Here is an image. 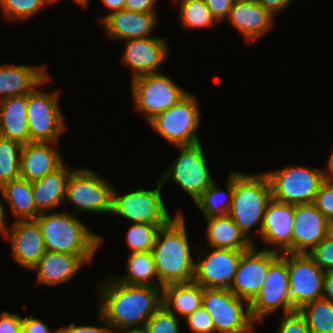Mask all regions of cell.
<instances>
[{
	"label": "cell",
	"mask_w": 333,
	"mask_h": 333,
	"mask_svg": "<svg viewBox=\"0 0 333 333\" xmlns=\"http://www.w3.org/2000/svg\"><path fill=\"white\" fill-rule=\"evenodd\" d=\"M97 288L98 312L112 330L144 329L162 306V287L124 284L111 274Z\"/></svg>",
	"instance_id": "cell-1"
},
{
	"label": "cell",
	"mask_w": 333,
	"mask_h": 333,
	"mask_svg": "<svg viewBox=\"0 0 333 333\" xmlns=\"http://www.w3.org/2000/svg\"><path fill=\"white\" fill-rule=\"evenodd\" d=\"M189 238L185 216L180 211L159 230L151 252L160 287L194 280L195 260Z\"/></svg>",
	"instance_id": "cell-2"
},
{
	"label": "cell",
	"mask_w": 333,
	"mask_h": 333,
	"mask_svg": "<svg viewBox=\"0 0 333 333\" xmlns=\"http://www.w3.org/2000/svg\"><path fill=\"white\" fill-rule=\"evenodd\" d=\"M74 213L62 212L40 213L35 221L38 223L46 251L64 252L77 256H95L104 241L86 226Z\"/></svg>",
	"instance_id": "cell-3"
},
{
	"label": "cell",
	"mask_w": 333,
	"mask_h": 333,
	"mask_svg": "<svg viewBox=\"0 0 333 333\" xmlns=\"http://www.w3.org/2000/svg\"><path fill=\"white\" fill-rule=\"evenodd\" d=\"M271 199L270 183L264 172L247 174L234 171V190L228 215L254 246L257 243L252 229L258 225L257 234L260 237L265 211Z\"/></svg>",
	"instance_id": "cell-4"
},
{
	"label": "cell",
	"mask_w": 333,
	"mask_h": 333,
	"mask_svg": "<svg viewBox=\"0 0 333 333\" xmlns=\"http://www.w3.org/2000/svg\"><path fill=\"white\" fill-rule=\"evenodd\" d=\"M274 200L288 204L314 203L316 193L327 178L326 170L304 165H287L264 172Z\"/></svg>",
	"instance_id": "cell-5"
},
{
	"label": "cell",
	"mask_w": 333,
	"mask_h": 333,
	"mask_svg": "<svg viewBox=\"0 0 333 333\" xmlns=\"http://www.w3.org/2000/svg\"><path fill=\"white\" fill-rule=\"evenodd\" d=\"M113 186L102 174L88 167H75L68 177L65 203L75 215L86 212L111 214Z\"/></svg>",
	"instance_id": "cell-6"
},
{
	"label": "cell",
	"mask_w": 333,
	"mask_h": 333,
	"mask_svg": "<svg viewBox=\"0 0 333 333\" xmlns=\"http://www.w3.org/2000/svg\"><path fill=\"white\" fill-rule=\"evenodd\" d=\"M48 76L27 94V120L30 142L58 143L66 130L65 117L59 107V93L44 92L39 87L50 81Z\"/></svg>",
	"instance_id": "cell-7"
},
{
	"label": "cell",
	"mask_w": 333,
	"mask_h": 333,
	"mask_svg": "<svg viewBox=\"0 0 333 333\" xmlns=\"http://www.w3.org/2000/svg\"><path fill=\"white\" fill-rule=\"evenodd\" d=\"M196 97L189 91L175 105L157 115L148 124L173 146L201 142L198 135L201 112Z\"/></svg>",
	"instance_id": "cell-8"
},
{
	"label": "cell",
	"mask_w": 333,
	"mask_h": 333,
	"mask_svg": "<svg viewBox=\"0 0 333 333\" xmlns=\"http://www.w3.org/2000/svg\"><path fill=\"white\" fill-rule=\"evenodd\" d=\"M201 142L175 146L179 156L174 159L168 169L159 176L161 184L173 181L195 202L214 181L207 166L204 148Z\"/></svg>",
	"instance_id": "cell-9"
},
{
	"label": "cell",
	"mask_w": 333,
	"mask_h": 333,
	"mask_svg": "<svg viewBox=\"0 0 333 333\" xmlns=\"http://www.w3.org/2000/svg\"><path fill=\"white\" fill-rule=\"evenodd\" d=\"M202 305L217 333H254L249 303L229 289L204 288Z\"/></svg>",
	"instance_id": "cell-10"
},
{
	"label": "cell",
	"mask_w": 333,
	"mask_h": 333,
	"mask_svg": "<svg viewBox=\"0 0 333 333\" xmlns=\"http://www.w3.org/2000/svg\"><path fill=\"white\" fill-rule=\"evenodd\" d=\"M152 190L139 187L119 194L113 187L111 214L119 215L128 222L144 224H168L173 218L166 210L161 195L162 187L159 178Z\"/></svg>",
	"instance_id": "cell-11"
},
{
	"label": "cell",
	"mask_w": 333,
	"mask_h": 333,
	"mask_svg": "<svg viewBox=\"0 0 333 333\" xmlns=\"http://www.w3.org/2000/svg\"><path fill=\"white\" fill-rule=\"evenodd\" d=\"M132 100L147 123L175 105L189 91H185L164 73L144 75L131 80Z\"/></svg>",
	"instance_id": "cell-12"
},
{
	"label": "cell",
	"mask_w": 333,
	"mask_h": 333,
	"mask_svg": "<svg viewBox=\"0 0 333 333\" xmlns=\"http://www.w3.org/2000/svg\"><path fill=\"white\" fill-rule=\"evenodd\" d=\"M288 253L278 254L270 263L264 284L255 298L249 303L253 322L261 323L264 319L282 309L283 314L290 313L289 305Z\"/></svg>",
	"instance_id": "cell-13"
},
{
	"label": "cell",
	"mask_w": 333,
	"mask_h": 333,
	"mask_svg": "<svg viewBox=\"0 0 333 333\" xmlns=\"http://www.w3.org/2000/svg\"><path fill=\"white\" fill-rule=\"evenodd\" d=\"M324 274L307 253H288V297L294 311L322 298Z\"/></svg>",
	"instance_id": "cell-14"
},
{
	"label": "cell",
	"mask_w": 333,
	"mask_h": 333,
	"mask_svg": "<svg viewBox=\"0 0 333 333\" xmlns=\"http://www.w3.org/2000/svg\"><path fill=\"white\" fill-rule=\"evenodd\" d=\"M209 249L197 256L194 281L203 288L230 289L241 256L247 250Z\"/></svg>",
	"instance_id": "cell-15"
},
{
	"label": "cell",
	"mask_w": 333,
	"mask_h": 333,
	"mask_svg": "<svg viewBox=\"0 0 333 333\" xmlns=\"http://www.w3.org/2000/svg\"><path fill=\"white\" fill-rule=\"evenodd\" d=\"M123 42L125 47L121 63L131 69L132 80L144 75L162 73L160 67L169 55L166 38L149 36Z\"/></svg>",
	"instance_id": "cell-16"
},
{
	"label": "cell",
	"mask_w": 333,
	"mask_h": 333,
	"mask_svg": "<svg viewBox=\"0 0 333 333\" xmlns=\"http://www.w3.org/2000/svg\"><path fill=\"white\" fill-rule=\"evenodd\" d=\"M0 236L10 242L12 259L22 268L31 270L46 252L43 236L35 220H17L8 223Z\"/></svg>",
	"instance_id": "cell-17"
},
{
	"label": "cell",
	"mask_w": 333,
	"mask_h": 333,
	"mask_svg": "<svg viewBox=\"0 0 333 333\" xmlns=\"http://www.w3.org/2000/svg\"><path fill=\"white\" fill-rule=\"evenodd\" d=\"M252 246L245 251L238 264L231 290L237 297L250 303L261 290L269 263L279 254L269 250H258Z\"/></svg>",
	"instance_id": "cell-18"
},
{
	"label": "cell",
	"mask_w": 333,
	"mask_h": 333,
	"mask_svg": "<svg viewBox=\"0 0 333 333\" xmlns=\"http://www.w3.org/2000/svg\"><path fill=\"white\" fill-rule=\"evenodd\" d=\"M294 214L295 205L271 199L265 211L260 234L262 242L267 245L264 250L279 254L292 253Z\"/></svg>",
	"instance_id": "cell-19"
},
{
	"label": "cell",
	"mask_w": 333,
	"mask_h": 333,
	"mask_svg": "<svg viewBox=\"0 0 333 333\" xmlns=\"http://www.w3.org/2000/svg\"><path fill=\"white\" fill-rule=\"evenodd\" d=\"M331 222L314 203L296 204L292 231V253H309L328 234Z\"/></svg>",
	"instance_id": "cell-20"
},
{
	"label": "cell",
	"mask_w": 333,
	"mask_h": 333,
	"mask_svg": "<svg viewBox=\"0 0 333 333\" xmlns=\"http://www.w3.org/2000/svg\"><path fill=\"white\" fill-rule=\"evenodd\" d=\"M226 20L250 44L272 31L276 24V16L254 0H235Z\"/></svg>",
	"instance_id": "cell-21"
},
{
	"label": "cell",
	"mask_w": 333,
	"mask_h": 333,
	"mask_svg": "<svg viewBox=\"0 0 333 333\" xmlns=\"http://www.w3.org/2000/svg\"><path fill=\"white\" fill-rule=\"evenodd\" d=\"M94 257L46 251L31 270L36 271L37 285L60 286L74 280L81 268L92 262Z\"/></svg>",
	"instance_id": "cell-22"
},
{
	"label": "cell",
	"mask_w": 333,
	"mask_h": 333,
	"mask_svg": "<svg viewBox=\"0 0 333 333\" xmlns=\"http://www.w3.org/2000/svg\"><path fill=\"white\" fill-rule=\"evenodd\" d=\"M157 15L122 9L99 17V22L109 38L125 41L154 36L152 33L157 26Z\"/></svg>",
	"instance_id": "cell-23"
},
{
	"label": "cell",
	"mask_w": 333,
	"mask_h": 333,
	"mask_svg": "<svg viewBox=\"0 0 333 333\" xmlns=\"http://www.w3.org/2000/svg\"><path fill=\"white\" fill-rule=\"evenodd\" d=\"M57 143L29 142L22 145L20 177L33 182L58 169L64 162Z\"/></svg>",
	"instance_id": "cell-24"
},
{
	"label": "cell",
	"mask_w": 333,
	"mask_h": 333,
	"mask_svg": "<svg viewBox=\"0 0 333 333\" xmlns=\"http://www.w3.org/2000/svg\"><path fill=\"white\" fill-rule=\"evenodd\" d=\"M46 65H0V100L29 94L48 76Z\"/></svg>",
	"instance_id": "cell-25"
},
{
	"label": "cell",
	"mask_w": 333,
	"mask_h": 333,
	"mask_svg": "<svg viewBox=\"0 0 333 333\" xmlns=\"http://www.w3.org/2000/svg\"><path fill=\"white\" fill-rule=\"evenodd\" d=\"M73 169L63 163L55 171L32 182L34 204L39 213L51 212L65 205L68 177Z\"/></svg>",
	"instance_id": "cell-26"
},
{
	"label": "cell",
	"mask_w": 333,
	"mask_h": 333,
	"mask_svg": "<svg viewBox=\"0 0 333 333\" xmlns=\"http://www.w3.org/2000/svg\"><path fill=\"white\" fill-rule=\"evenodd\" d=\"M2 137L21 145L30 142L27 120V94L0 100Z\"/></svg>",
	"instance_id": "cell-27"
},
{
	"label": "cell",
	"mask_w": 333,
	"mask_h": 333,
	"mask_svg": "<svg viewBox=\"0 0 333 333\" xmlns=\"http://www.w3.org/2000/svg\"><path fill=\"white\" fill-rule=\"evenodd\" d=\"M203 287L197 282L167 284L162 287V305L179 318H187L202 306Z\"/></svg>",
	"instance_id": "cell-28"
},
{
	"label": "cell",
	"mask_w": 333,
	"mask_h": 333,
	"mask_svg": "<svg viewBox=\"0 0 333 333\" xmlns=\"http://www.w3.org/2000/svg\"><path fill=\"white\" fill-rule=\"evenodd\" d=\"M205 220L207 222L208 247L248 250L253 246L229 215L211 217Z\"/></svg>",
	"instance_id": "cell-29"
},
{
	"label": "cell",
	"mask_w": 333,
	"mask_h": 333,
	"mask_svg": "<svg viewBox=\"0 0 333 333\" xmlns=\"http://www.w3.org/2000/svg\"><path fill=\"white\" fill-rule=\"evenodd\" d=\"M4 210L17 220H35L40 214L35 207L32 182L18 178L2 186ZM7 206V207H6Z\"/></svg>",
	"instance_id": "cell-30"
},
{
	"label": "cell",
	"mask_w": 333,
	"mask_h": 333,
	"mask_svg": "<svg viewBox=\"0 0 333 333\" xmlns=\"http://www.w3.org/2000/svg\"><path fill=\"white\" fill-rule=\"evenodd\" d=\"M127 260L126 275H112L115 280L128 285L160 287L151 251L133 252Z\"/></svg>",
	"instance_id": "cell-31"
},
{
	"label": "cell",
	"mask_w": 333,
	"mask_h": 333,
	"mask_svg": "<svg viewBox=\"0 0 333 333\" xmlns=\"http://www.w3.org/2000/svg\"><path fill=\"white\" fill-rule=\"evenodd\" d=\"M234 190V171L226 181V190L221 189L218 183L214 180L212 184L205 189L203 194L195 201L199 211L204 216V219L211 217L228 215Z\"/></svg>",
	"instance_id": "cell-32"
},
{
	"label": "cell",
	"mask_w": 333,
	"mask_h": 333,
	"mask_svg": "<svg viewBox=\"0 0 333 333\" xmlns=\"http://www.w3.org/2000/svg\"><path fill=\"white\" fill-rule=\"evenodd\" d=\"M179 3V20L184 29L203 30L218 25L205 0H179Z\"/></svg>",
	"instance_id": "cell-33"
},
{
	"label": "cell",
	"mask_w": 333,
	"mask_h": 333,
	"mask_svg": "<svg viewBox=\"0 0 333 333\" xmlns=\"http://www.w3.org/2000/svg\"><path fill=\"white\" fill-rule=\"evenodd\" d=\"M299 312L310 333H333V302L321 298L304 305Z\"/></svg>",
	"instance_id": "cell-34"
},
{
	"label": "cell",
	"mask_w": 333,
	"mask_h": 333,
	"mask_svg": "<svg viewBox=\"0 0 333 333\" xmlns=\"http://www.w3.org/2000/svg\"><path fill=\"white\" fill-rule=\"evenodd\" d=\"M21 149L20 143L0 137V186L20 178Z\"/></svg>",
	"instance_id": "cell-35"
},
{
	"label": "cell",
	"mask_w": 333,
	"mask_h": 333,
	"mask_svg": "<svg viewBox=\"0 0 333 333\" xmlns=\"http://www.w3.org/2000/svg\"><path fill=\"white\" fill-rule=\"evenodd\" d=\"M50 4H55L54 0H0L3 18L11 22L29 20Z\"/></svg>",
	"instance_id": "cell-36"
},
{
	"label": "cell",
	"mask_w": 333,
	"mask_h": 333,
	"mask_svg": "<svg viewBox=\"0 0 333 333\" xmlns=\"http://www.w3.org/2000/svg\"><path fill=\"white\" fill-rule=\"evenodd\" d=\"M167 224L131 223L126 233V244L130 252L151 251L161 227Z\"/></svg>",
	"instance_id": "cell-37"
},
{
	"label": "cell",
	"mask_w": 333,
	"mask_h": 333,
	"mask_svg": "<svg viewBox=\"0 0 333 333\" xmlns=\"http://www.w3.org/2000/svg\"><path fill=\"white\" fill-rule=\"evenodd\" d=\"M180 318L163 305L148 319L146 333H181Z\"/></svg>",
	"instance_id": "cell-38"
},
{
	"label": "cell",
	"mask_w": 333,
	"mask_h": 333,
	"mask_svg": "<svg viewBox=\"0 0 333 333\" xmlns=\"http://www.w3.org/2000/svg\"><path fill=\"white\" fill-rule=\"evenodd\" d=\"M325 272L333 270V235L328 234L316 247L307 253Z\"/></svg>",
	"instance_id": "cell-39"
},
{
	"label": "cell",
	"mask_w": 333,
	"mask_h": 333,
	"mask_svg": "<svg viewBox=\"0 0 333 333\" xmlns=\"http://www.w3.org/2000/svg\"><path fill=\"white\" fill-rule=\"evenodd\" d=\"M314 204L330 222L333 220V180L326 178L323 181L316 193Z\"/></svg>",
	"instance_id": "cell-40"
},
{
	"label": "cell",
	"mask_w": 333,
	"mask_h": 333,
	"mask_svg": "<svg viewBox=\"0 0 333 333\" xmlns=\"http://www.w3.org/2000/svg\"><path fill=\"white\" fill-rule=\"evenodd\" d=\"M185 319L188 329L193 333H215L212 318L203 305Z\"/></svg>",
	"instance_id": "cell-41"
},
{
	"label": "cell",
	"mask_w": 333,
	"mask_h": 333,
	"mask_svg": "<svg viewBox=\"0 0 333 333\" xmlns=\"http://www.w3.org/2000/svg\"><path fill=\"white\" fill-rule=\"evenodd\" d=\"M277 333H310L304 316L299 310L283 314Z\"/></svg>",
	"instance_id": "cell-42"
},
{
	"label": "cell",
	"mask_w": 333,
	"mask_h": 333,
	"mask_svg": "<svg viewBox=\"0 0 333 333\" xmlns=\"http://www.w3.org/2000/svg\"><path fill=\"white\" fill-rule=\"evenodd\" d=\"M99 322L104 326L95 325H76L73 322L69 326H63L57 328L58 333H112V327L106 322V320L98 314Z\"/></svg>",
	"instance_id": "cell-43"
},
{
	"label": "cell",
	"mask_w": 333,
	"mask_h": 333,
	"mask_svg": "<svg viewBox=\"0 0 333 333\" xmlns=\"http://www.w3.org/2000/svg\"><path fill=\"white\" fill-rule=\"evenodd\" d=\"M0 333H22V317L4 310L0 313Z\"/></svg>",
	"instance_id": "cell-44"
},
{
	"label": "cell",
	"mask_w": 333,
	"mask_h": 333,
	"mask_svg": "<svg viewBox=\"0 0 333 333\" xmlns=\"http://www.w3.org/2000/svg\"><path fill=\"white\" fill-rule=\"evenodd\" d=\"M22 333H58V330H52L39 318L28 315L22 317Z\"/></svg>",
	"instance_id": "cell-45"
},
{
	"label": "cell",
	"mask_w": 333,
	"mask_h": 333,
	"mask_svg": "<svg viewBox=\"0 0 333 333\" xmlns=\"http://www.w3.org/2000/svg\"><path fill=\"white\" fill-rule=\"evenodd\" d=\"M235 0H205L207 7L218 22L225 21Z\"/></svg>",
	"instance_id": "cell-46"
},
{
	"label": "cell",
	"mask_w": 333,
	"mask_h": 333,
	"mask_svg": "<svg viewBox=\"0 0 333 333\" xmlns=\"http://www.w3.org/2000/svg\"><path fill=\"white\" fill-rule=\"evenodd\" d=\"M158 0H125L126 10L145 13H157Z\"/></svg>",
	"instance_id": "cell-47"
},
{
	"label": "cell",
	"mask_w": 333,
	"mask_h": 333,
	"mask_svg": "<svg viewBox=\"0 0 333 333\" xmlns=\"http://www.w3.org/2000/svg\"><path fill=\"white\" fill-rule=\"evenodd\" d=\"M256 3L268 9L276 17L284 10L290 7L292 1L295 0H254Z\"/></svg>",
	"instance_id": "cell-48"
},
{
	"label": "cell",
	"mask_w": 333,
	"mask_h": 333,
	"mask_svg": "<svg viewBox=\"0 0 333 333\" xmlns=\"http://www.w3.org/2000/svg\"><path fill=\"white\" fill-rule=\"evenodd\" d=\"M322 299L333 302V270L324 274Z\"/></svg>",
	"instance_id": "cell-49"
},
{
	"label": "cell",
	"mask_w": 333,
	"mask_h": 333,
	"mask_svg": "<svg viewBox=\"0 0 333 333\" xmlns=\"http://www.w3.org/2000/svg\"><path fill=\"white\" fill-rule=\"evenodd\" d=\"M102 5L111 10L110 13L119 11L125 8V0H100Z\"/></svg>",
	"instance_id": "cell-50"
},
{
	"label": "cell",
	"mask_w": 333,
	"mask_h": 333,
	"mask_svg": "<svg viewBox=\"0 0 333 333\" xmlns=\"http://www.w3.org/2000/svg\"><path fill=\"white\" fill-rule=\"evenodd\" d=\"M0 231L5 227V225L8 223L6 221V217H5V213H7L4 210V206H3V191H2V186H0ZM2 198V199H1Z\"/></svg>",
	"instance_id": "cell-51"
},
{
	"label": "cell",
	"mask_w": 333,
	"mask_h": 333,
	"mask_svg": "<svg viewBox=\"0 0 333 333\" xmlns=\"http://www.w3.org/2000/svg\"><path fill=\"white\" fill-rule=\"evenodd\" d=\"M331 150L332 151H330L325 170H326V177L328 179L333 180V148Z\"/></svg>",
	"instance_id": "cell-52"
},
{
	"label": "cell",
	"mask_w": 333,
	"mask_h": 333,
	"mask_svg": "<svg viewBox=\"0 0 333 333\" xmlns=\"http://www.w3.org/2000/svg\"><path fill=\"white\" fill-rule=\"evenodd\" d=\"M112 333H146L145 329H119L113 330Z\"/></svg>",
	"instance_id": "cell-53"
},
{
	"label": "cell",
	"mask_w": 333,
	"mask_h": 333,
	"mask_svg": "<svg viewBox=\"0 0 333 333\" xmlns=\"http://www.w3.org/2000/svg\"><path fill=\"white\" fill-rule=\"evenodd\" d=\"M59 0H54V3L56 4ZM74 3L81 6V8L85 9L88 8L87 6L90 4V0H72Z\"/></svg>",
	"instance_id": "cell-54"
},
{
	"label": "cell",
	"mask_w": 333,
	"mask_h": 333,
	"mask_svg": "<svg viewBox=\"0 0 333 333\" xmlns=\"http://www.w3.org/2000/svg\"><path fill=\"white\" fill-rule=\"evenodd\" d=\"M330 234L333 235V220L331 221V226H330Z\"/></svg>",
	"instance_id": "cell-55"
},
{
	"label": "cell",
	"mask_w": 333,
	"mask_h": 333,
	"mask_svg": "<svg viewBox=\"0 0 333 333\" xmlns=\"http://www.w3.org/2000/svg\"><path fill=\"white\" fill-rule=\"evenodd\" d=\"M0 137H2V134H1V118H0Z\"/></svg>",
	"instance_id": "cell-56"
}]
</instances>
